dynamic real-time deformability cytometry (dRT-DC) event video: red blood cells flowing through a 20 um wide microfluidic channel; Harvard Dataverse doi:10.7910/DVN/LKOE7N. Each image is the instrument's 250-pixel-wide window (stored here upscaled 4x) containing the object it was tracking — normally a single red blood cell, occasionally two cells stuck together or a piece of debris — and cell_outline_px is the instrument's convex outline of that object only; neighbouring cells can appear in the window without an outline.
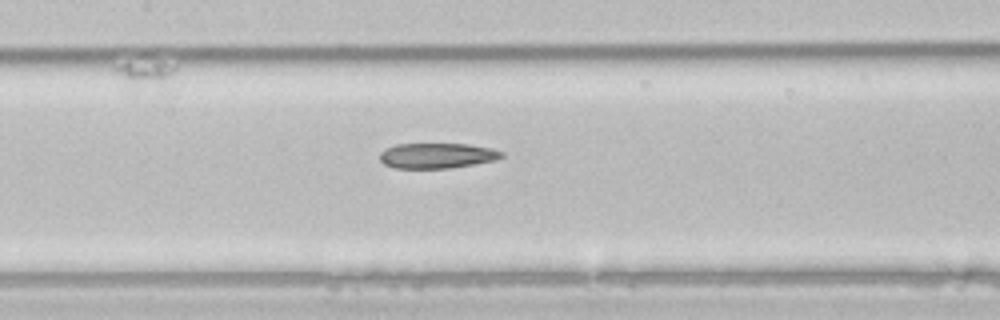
{"species": "common noctule bat (a hibernating species)", "species_latin": "Nyctalus noctula", "temperature_condition": "room temperature", "stored_images_in_passage": 6, "camera_frame_rate_fps": 3000, "um_per_image_px": 0.085, "animal": {"sex": "male", "body_mass_g": 21.5, "forearm_length_mm": 52.0}, "frame": {"image": 1, "passage_image": 6, "time_ms": 1.667, "image_size_px": [1000, 320], "cell_outline_px": [[504, 156], [496, 160], [448, 168], [396, 168], [384, 164], [380, 160], [380, 152], [384, 148], [396, 144], [468, 144], [492, 148], [504, 152]], "centroid_in_image_um": [37.14, 13.22], "position_along_channel_um": 170.3, "area_um2": 17.98}}